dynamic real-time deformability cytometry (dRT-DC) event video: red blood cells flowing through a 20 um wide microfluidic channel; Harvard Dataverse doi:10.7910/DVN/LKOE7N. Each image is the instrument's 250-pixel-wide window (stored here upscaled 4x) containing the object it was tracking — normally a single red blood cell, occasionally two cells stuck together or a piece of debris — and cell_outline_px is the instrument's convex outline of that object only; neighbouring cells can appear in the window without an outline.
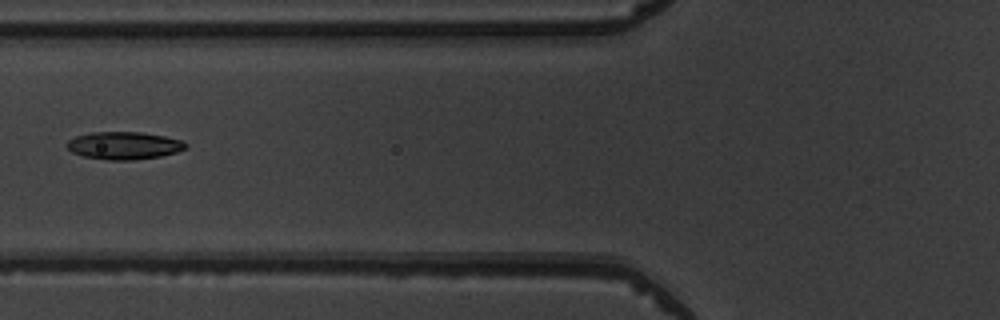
{"species": "common noctule bat (a hibernating species)", "species_latin": "Nyctalus noctula", "temperature_condition": "warm", "stored_images_in_passage": 2, "camera_frame_rate_fps": 3000, "um_per_image_px": 0.085, "animal": {"sex": "male", "body_mass_g": 19.5, "forearm_length_mm": 54.6}, "frame": {"image": 1, "passage_image": 2, "time_ms": 1.333, "image_size_px": [1000, 320], "cell_outline_px": [[188, 148], [176, 152], [160, 156], [132, 160], [108, 160], [84, 156], [72, 152], [64, 144], [68, 140], [76, 136], [92, 132], [140, 132], [164, 136], [180, 140], [188, 144]], "centroid_in_image_um": [10.53, 12.37], "position_along_channel_um": 115.3, "area_um2": 19.07}}